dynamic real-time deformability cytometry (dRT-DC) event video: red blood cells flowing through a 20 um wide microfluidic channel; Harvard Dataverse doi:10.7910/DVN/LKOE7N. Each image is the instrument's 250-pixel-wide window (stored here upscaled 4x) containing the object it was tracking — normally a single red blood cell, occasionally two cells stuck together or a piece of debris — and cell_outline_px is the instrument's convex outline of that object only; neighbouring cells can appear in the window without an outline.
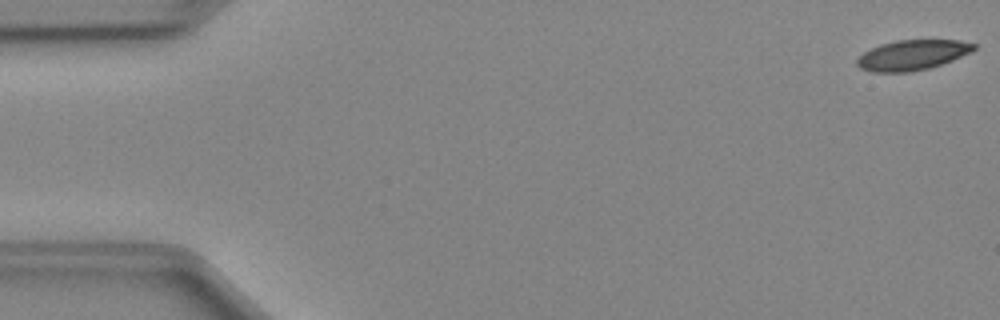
{"species": "Egyptian fruit bat (a non-hibernating species)", "species_latin": "Rousettus aegyptiacus", "temperature_condition": "cold", "stored_images_in_passage": 50, "camera_frame_rate_fps": 3000, "um_per_image_px": 0.085, "animal": {"sex": "female"}, "frame": {"image": 1, "passage_image": 1, "time_ms": 0.0, "image_size_px": [1000, 320], "cell_outline_px": [[976, 48], [972, 52], [952, 60], [928, 68], [912, 72], [872, 72], [860, 68], [856, 64], [856, 60], [864, 52], [880, 44], [896, 40], [960, 40], [976, 44]], "centroid_in_image_um": [77.55, 4.67], "position_along_channel_um": 7.5, "area_um2": 20.52}}
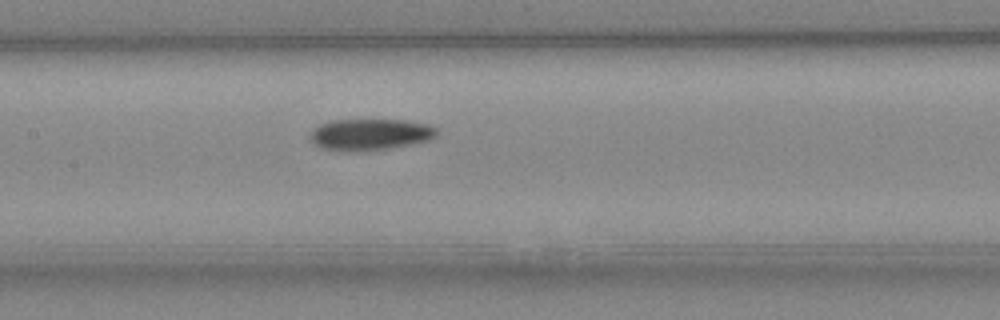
{"frame": {"image": 2, "passage_image": 24, "time_ms": 7.667, "image_size_px": [1000, 320], "cell_outline_px": [[436, 136], [428, 140], [412, 144], [388, 148], [352, 152], [324, 148], [316, 144], [308, 136], [320, 124], [332, 120], [404, 120], [428, 124], [436, 128]], "centroid_in_image_um": [31.47, 11.42], "position_along_channel_um": 175.9, "area_um2": 22.89}}
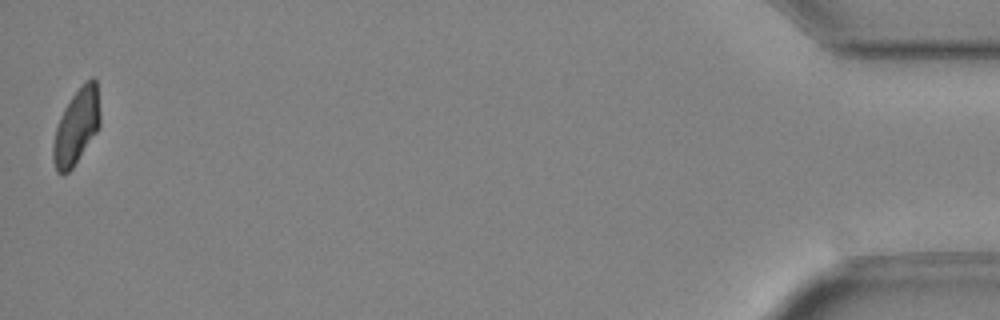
{"frame": {"image": 3, "passage_image": 50, "time_ms": 16.333, "image_size_px": [1000, 320], "cell_outline_px": [[100, 128], [72, 168], [68, 172], [56, 172], [52, 160], [52, 144], [56, 128], [60, 116], [64, 108], [72, 96], [92, 76], [96, 80], [100, 112]], "centroid_in_image_um": [6.49, 10.78], "position_along_channel_um": 428.7, "area_um2": 20.52}, "authors_computed_cell_mechanics": {"area_um2": 22.0796, "velocity_mm_per_s": 4.0123, "shape_relaxation_time_tau1_ms": 7.9844, "shape_relaxation_time_tau2_ms": null, "deformation_change_tau1": 0.1621, "deformation_change_tau2": null}}